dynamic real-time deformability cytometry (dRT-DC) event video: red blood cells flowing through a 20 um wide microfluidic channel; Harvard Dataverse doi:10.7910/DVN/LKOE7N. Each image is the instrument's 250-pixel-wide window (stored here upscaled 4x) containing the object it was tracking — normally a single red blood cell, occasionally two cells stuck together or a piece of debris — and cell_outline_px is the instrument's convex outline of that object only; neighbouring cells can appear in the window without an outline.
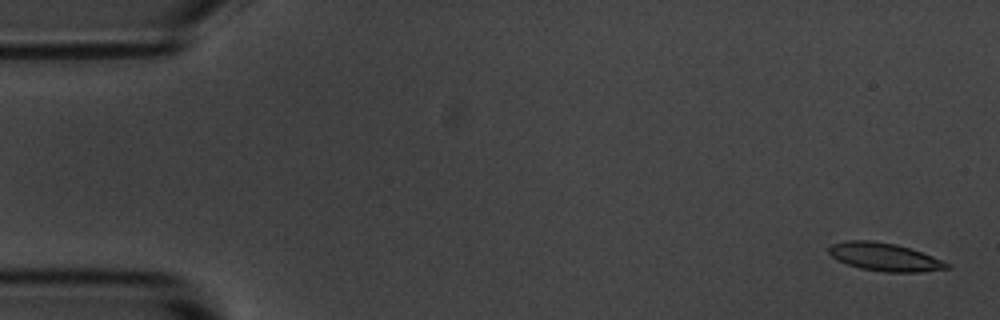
{"species": "common noctule bat (a hibernating species)", "species_latin": "Nyctalus noctula", "temperature_condition": "room temperature", "stored_images_in_passage": 5, "camera_frame_rate_fps": 3000, "um_per_image_px": 0.085, "animal": {"sex": "male", "body_mass_g": 20.1, "forearm_length_mm": 53.5}, "frame": {"image": 1, "passage_image": 1, "time_ms": 0.0, "image_size_px": [1000, 320], "cell_outline_px": [[952, 268], [920, 272], [884, 272], [860, 268], [836, 260], [828, 252], [828, 248], [832, 244], [848, 240], [872, 240], [896, 244], [912, 248], [932, 256], [948, 264]], "centroid_in_image_um": [75.18, 21.84], "position_along_channel_um": 9.8, "area_um2": 19.31}}
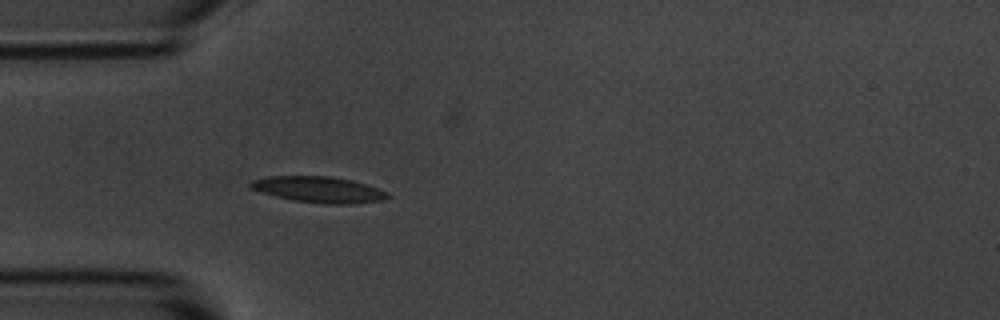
{"frame": {"image": 2, "passage_image": 5, "time_ms": 1.333, "image_size_px": [1000, 320], "cell_outline_px": [[392, 196], [384, 200], [352, 204], [324, 204], [292, 200], [276, 196], [252, 188], [248, 184], [252, 180], [268, 176], [328, 176], [352, 180], [388, 192]], "centroid_in_image_um": [27.13, 16.12], "position_along_channel_um": 57.9, "area_um2": 20.69}}